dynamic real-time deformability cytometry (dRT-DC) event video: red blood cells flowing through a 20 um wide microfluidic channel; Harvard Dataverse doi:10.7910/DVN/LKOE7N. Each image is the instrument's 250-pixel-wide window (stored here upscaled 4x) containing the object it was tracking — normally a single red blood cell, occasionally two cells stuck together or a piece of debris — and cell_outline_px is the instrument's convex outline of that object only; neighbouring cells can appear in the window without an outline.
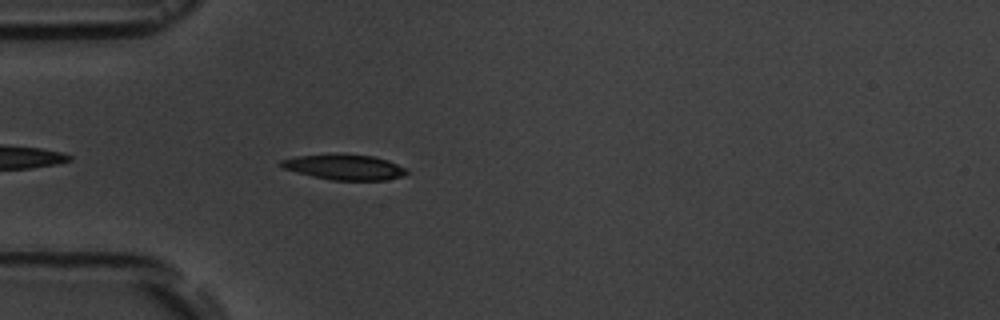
{"species": "common noctule bat (a hibernating species)", "species_latin": "Nyctalus noctula", "temperature_condition": "room temperature", "stored_images_in_passage": 5, "camera_frame_rate_fps": 3000, "um_per_image_px": 0.085, "animal": {"sex": "male", "body_mass_g": 19.5, "forearm_length_mm": 54.6}, "frame": {"image": 1, "passage_image": 5, "time_ms": 4.667, "image_size_px": [1000, 320], "cell_outline_px": [[408, 172], [404, 176], [388, 180], [332, 180], [312, 176], [284, 168], [280, 164], [280, 160], [296, 156], [332, 152], [340, 152], [372, 156], [388, 160], [404, 168]], "centroid_in_image_um": [29.27, 14.17], "position_along_channel_um": 55.7, "area_um2": 18.9}}